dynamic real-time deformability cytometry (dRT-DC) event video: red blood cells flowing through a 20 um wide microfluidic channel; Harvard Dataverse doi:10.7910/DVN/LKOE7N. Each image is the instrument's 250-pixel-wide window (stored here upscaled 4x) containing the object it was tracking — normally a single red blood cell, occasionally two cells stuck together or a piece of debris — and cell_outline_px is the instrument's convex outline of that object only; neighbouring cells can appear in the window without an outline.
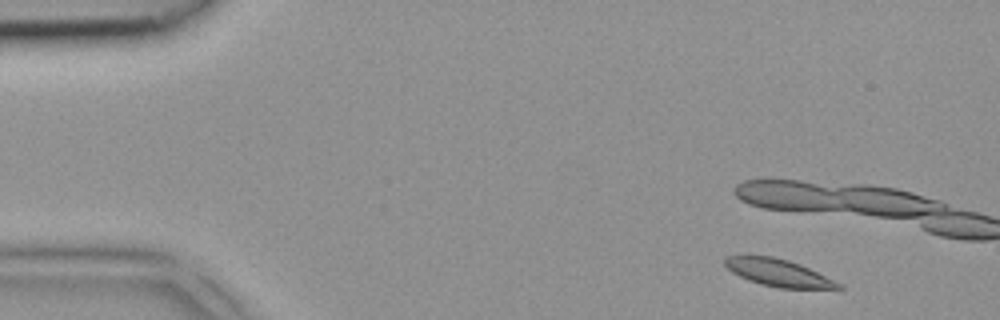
{"species": "common noctule bat (a hibernating species)", "species_latin": "Nyctalus noctula", "temperature_condition": "room temperature", "stored_images_in_passage": 3, "camera_frame_rate_fps": 3000, "um_per_image_px": 0.085, "animal": {"sex": "female", "body_mass_g": 18.4}, "frame": {"image": 1, "passage_image": 1, "time_ms": 0.0, "image_size_px": [1000, 320], "cell_outline_px": [[844, 288], [780, 288], [760, 284], [748, 280], [732, 272], [724, 264], [724, 256], [772, 256], [788, 260], [800, 264], [840, 284]], "centroid_in_image_um": [66.09, 23.17], "position_along_channel_um": 18.9, "area_um2": 17.57}}